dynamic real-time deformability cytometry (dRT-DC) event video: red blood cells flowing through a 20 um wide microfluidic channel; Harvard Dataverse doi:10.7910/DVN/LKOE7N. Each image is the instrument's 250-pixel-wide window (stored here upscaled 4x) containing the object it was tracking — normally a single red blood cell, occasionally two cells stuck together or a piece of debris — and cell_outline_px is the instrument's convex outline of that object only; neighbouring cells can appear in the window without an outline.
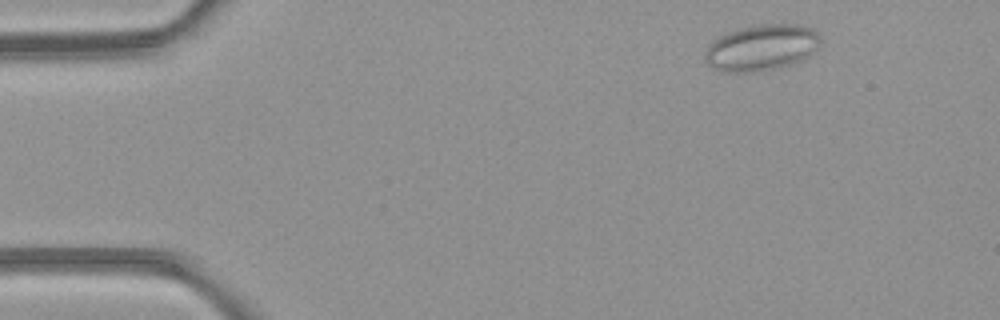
{"species": "common noctule bat (a hibernating species)", "species_latin": "Nyctalus noctula", "temperature_condition": "room temperature", "stored_images_in_passage": 3, "camera_frame_rate_fps": 3000, "um_per_image_px": 0.085, "animal": {"sex": "female", "body_mass_g": 21.9}, "frame": {"image": 1, "passage_image": 1, "time_ms": 0.0, "image_size_px": [1000, 320], "cell_outline_px": [[820, 40], [816, 48], [804, 60], [792, 64], [776, 68], [756, 72], [720, 72], [712, 68], [704, 60], [704, 52], [708, 44], [720, 36], [728, 32], [740, 28], [764, 24], [800, 24], [812, 28], [820, 36]], "centroid_in_image_um": [64.7, 4.06], "position_along_channel_um": 20.3, "area_um2": 31.27}}